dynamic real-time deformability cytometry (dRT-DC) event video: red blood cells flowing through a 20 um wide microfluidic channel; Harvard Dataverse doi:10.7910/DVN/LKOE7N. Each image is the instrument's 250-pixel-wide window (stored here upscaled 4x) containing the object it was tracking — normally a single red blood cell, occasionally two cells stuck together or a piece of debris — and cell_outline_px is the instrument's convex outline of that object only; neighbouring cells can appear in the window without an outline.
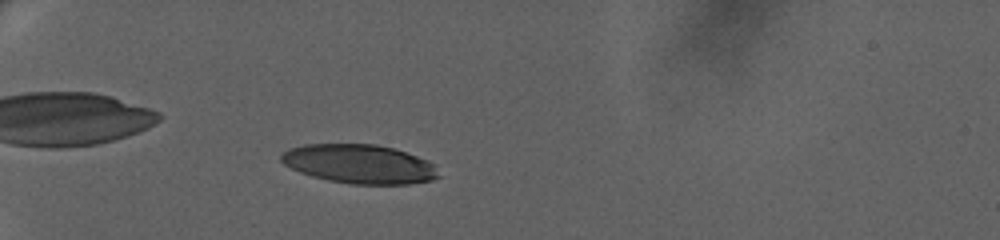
{"species": "human", "species_latin": "Homo sapiens", "temperature_condition": "warm", "stored_images_in_passage": 65, "camera_frame_rate_fps": 3000, "um_per_image_px": 0.085, "donor": {"sex": "female"}, "frame": {"image": 1, "passage_image": 22, "time_ms": 7.0, "image_size_px": [1000, 240], "cell_outline_px": [[440, 176], [432, 180], [408, 184], [348, 184], [328, 180], [312, 176], [300, 172], [284, 164], [280, 160], [280, 156], [288, 148], [304, 144], [376, 144], [392, 148], [416, 156], [432, 164]], "centroid_in_image_um": [30.5, 13.94], "position_along_channel_um": 54.5, "area_um2": 35.55}}
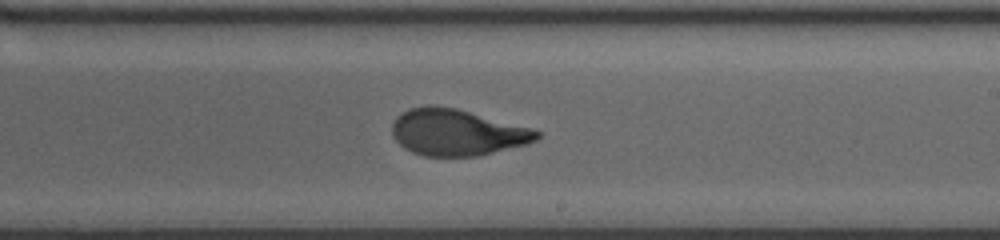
{"frame": {"image": 2, "passage_image": 43, "time_ms": 14.0, "image_size_px": [1000, 240], "cell_outline_px": [[544, 132], [536, 140], [528, 144], [480, 156], [424, 156], [412, 152], [404, 148], [392, 136], [392, 124], [396, 116], [408, 108], [428, 104], [436, 104], [456, 108], [536, 128]], "centroid_in_image_um": [38.88, 11.23], "position_along_channel_um": 250.1, "area_um2": 40.0}}
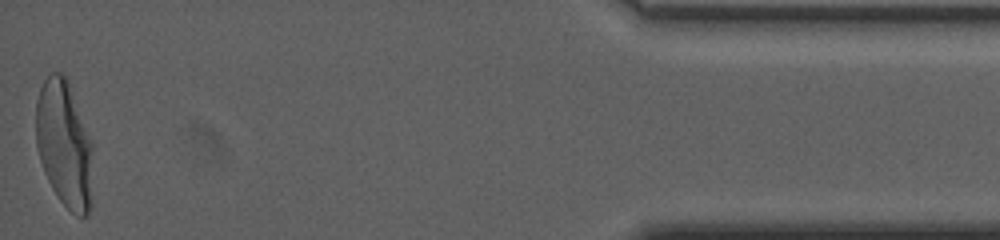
{"frame": {"image": 3, "passage_image": 65, "time_ms": 21.333, "image_size_px": [1000, 240], "cell_outline_px": [[92, 208], [84, 216], [76, 216], [56, 196], [44, 172], [40, 160], [36, 144], [36, 100], [40, 88], [44, 80], [52, 72], [60, 72], [68, 80], [92, 144]], "centroid_in_image_um": [5.46, 12.28], "position_along_channel_um": 429.7, "area_um2": 42.14}, "authors_computed_cell_mechanics": {"area_um2": 38.4948, "velocity_mm_per_s": 3.3237, "shape_relaxation_time_tau1_ms": 6.3059, "shape_relaxation_time_tau2_ms": 0.9174, "deformation_change_tau1": 0.2594, "deformation_change_tau2": 0.0732}}